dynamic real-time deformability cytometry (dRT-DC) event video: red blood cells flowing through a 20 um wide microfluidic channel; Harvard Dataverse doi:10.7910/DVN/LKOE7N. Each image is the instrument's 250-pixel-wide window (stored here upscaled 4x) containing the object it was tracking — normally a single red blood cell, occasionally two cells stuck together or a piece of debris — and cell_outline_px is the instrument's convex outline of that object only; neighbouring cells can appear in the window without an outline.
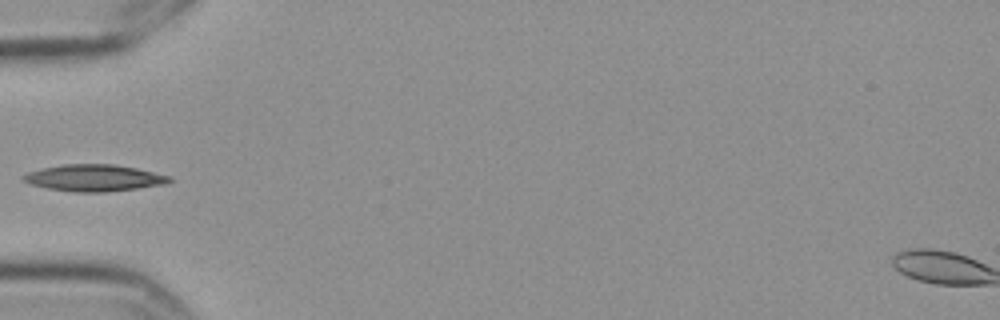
{"species": "Egyptian fruit bat (a non-hibernating species)", "species_latin": "Rousettus aegyptiacus", "temperature_condition": "cold", "stored_images_in_passage": 12, "camera_frame_rate_fps": 3000, "um_per_image_px": 0.085, "frame": {"image": 1, "passage_image": 6, "time_ms": 1.667, "image_size_px": [1000, 320], "cell_outline_px": [[172, 180], [164, 184], [108, 192], [72, 192], [48, 188], [32, 184], [24, 180], [20, 176], [28, 172], [44, 168], [64, 164], [116, 164], [136, 168], [172, 176]], "centroid_in_image_um": [8.02, 15.12], "position_along_channel_um": 77.0, "area_um2": 22.6}}
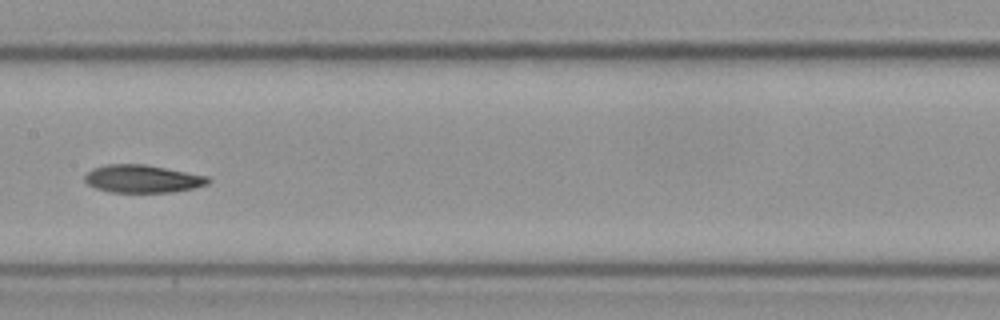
{"frame": {"image": 2, "passage_image": 9, "time_ms": 2.667, "image_size_px": [1000, 320], "cell_outline_px": [[212, 180], [208, 184], [192, 188], [172, 192], [108, 192], [96, 188], [88, 184], [84, 180], [84, 176], [92, 168], [108, 164], [144, 164], [208, 176]], "centroid_in_image_um": [12.1, 15.2], "position_along_channel_um": 195.3, "area_um2": 19.94}}
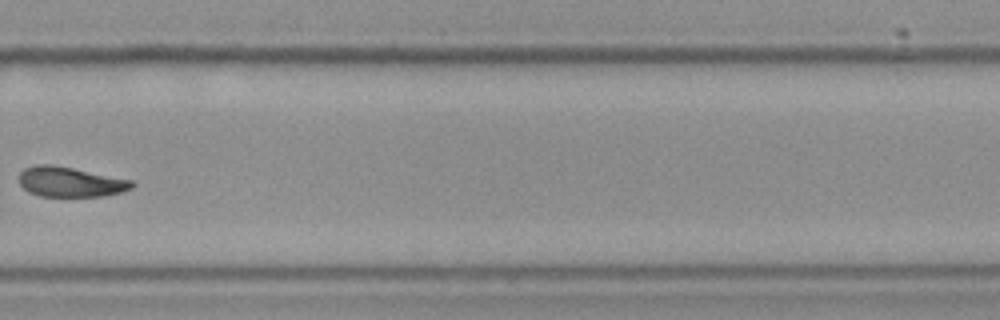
{"frame": {"image": 3, "passage_image": 12, "time_ms": 3.667, "image_size_px": [1000, 320], "cell_outline_px": [[136, 184], [132, 188], [120, 192], [104, 196], [40, 196], [28, 192], [20, 184], [20, 172], [24, 168], [36, 164], [52, 164], [132, 180]], "centroid_in_image_um": [5.96, 15.46], "position_along_channel_um": 323.8, "area_um2": 19.65}}